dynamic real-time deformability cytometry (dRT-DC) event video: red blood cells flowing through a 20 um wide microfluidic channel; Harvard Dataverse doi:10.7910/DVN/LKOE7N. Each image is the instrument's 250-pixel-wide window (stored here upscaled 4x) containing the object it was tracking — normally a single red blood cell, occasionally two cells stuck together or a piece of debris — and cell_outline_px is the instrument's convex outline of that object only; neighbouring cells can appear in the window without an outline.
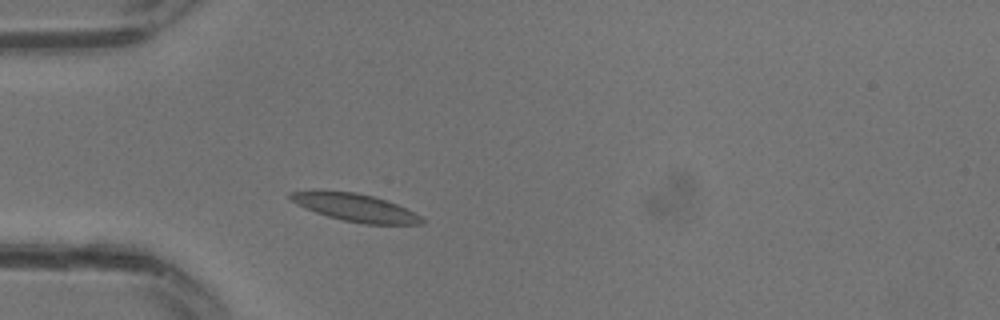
{"species": "common noctule bat (a hibernating species)", "species_latin": "Nyctalus noctula", "temperature_condition": "warm", "stored_images_in_passage": 15, "camera_frame_rate_fps": 3000, "um_per_image_px": 0.085, "animal": {"sex": "male", "body_mass_g": 13.3}, "frame": {"image": 1, "passage_image": 1, "time_ms": 0.0, "image_size_px": [1000, 320], "cell_outline_px": [[424, 224], [364, 224], [344, 220], [328, 216], [316, 212], [296, 204], [288, 196], [288, 192], [312, 188], [356, 192], [372, 196], [396, 204], [420, 216], [424, 220]], "centroid_in_image_um": [30.08, 17.6], "position_along_channel_um": 54.9, "area_um2": 21.39}}
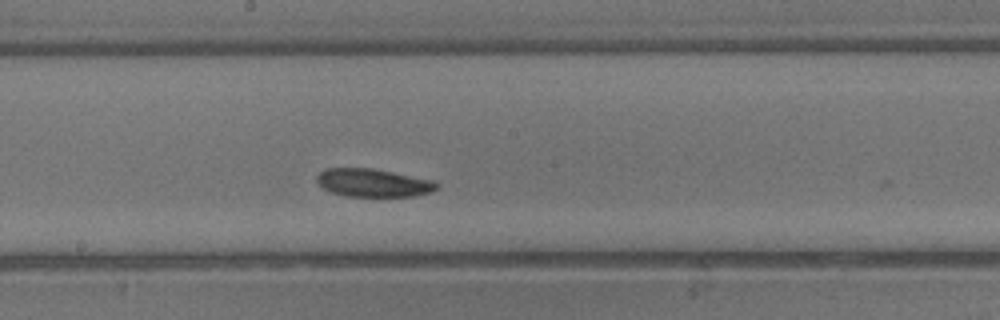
{"frame": {"image": 2, "passage_image": 9, "time_ms": 2.667, "image_size_px": [1000, 320], "cell_outline_px": [[440, 184], [432, 192], [416, 196], [344, 196], [332, 192], [324, 188], [316, 180], [316, 176], [324, 168], [372, 168], [432, 180]], "centroid_in_image_um": [31.72, 15.54], "position_along_channel_um": 216.5, "area_um2": 19.54}}
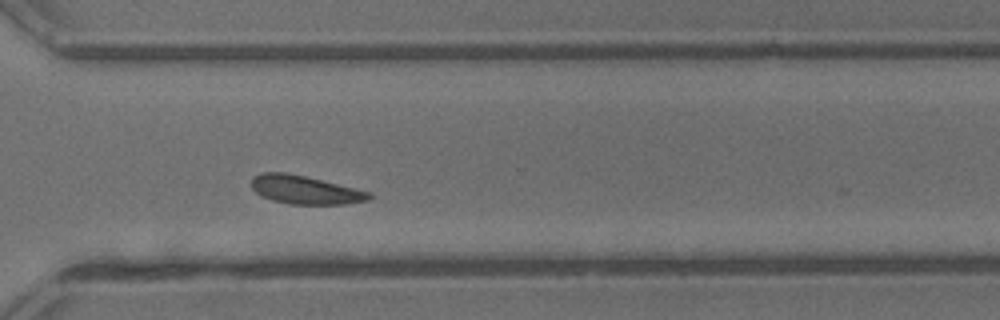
{"frame": {"image": 3, "passage_image": 15, "time_ms": 4.667, "image_size_px": [1000, 320], "cell_outline_px": [[372, 196], [368, 200], [344, 204], [288, 204], [272, 200], [260, 196], [252, 188], [252, 176], [260, 172], [284, 172], [304, 176], [372, 192]], "centroid_in_image_um": [25.9, 16.13], "position_along_channel_um": 344.7, "area_um2": 19.48}}